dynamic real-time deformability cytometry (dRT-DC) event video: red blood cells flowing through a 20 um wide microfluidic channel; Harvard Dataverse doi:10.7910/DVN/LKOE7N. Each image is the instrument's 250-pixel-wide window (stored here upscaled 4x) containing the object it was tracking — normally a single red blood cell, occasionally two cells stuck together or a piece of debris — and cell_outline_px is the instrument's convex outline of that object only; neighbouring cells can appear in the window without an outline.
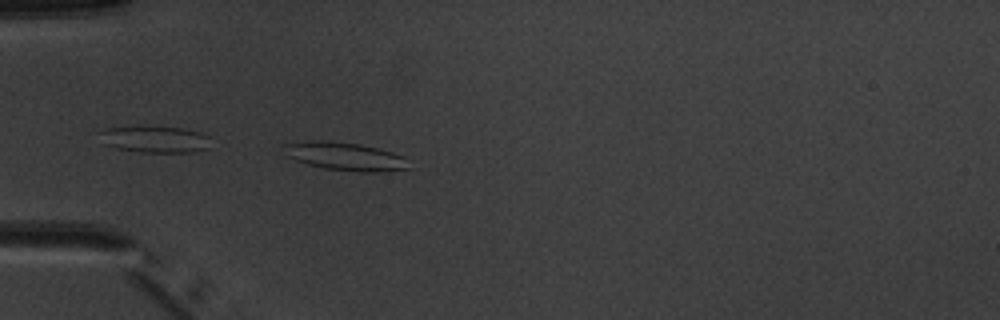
{"species": "common noctule bat (a hibernating species)", "species_latin": "Nyctalus noctula", "temperature_condition": "warm", "stored_images_in_passage": 4, "camera_frame_rate_fps": 3000, "um_per_image_px": 0.085, "animal": {"sex": "male", "body_mass_g": 20.1, "forearm_length_mm": 53.5}, "frame": {"image": 1, "passage_image": 4, "time_ms": 3.333, "image_size_px": [1000, 320], "cell_outline_px": [[412, 168], [380, 172], [360, 172], [324, 168], [308, 164], [284, 156], [284, 144], [312, 140], [320, 140], [360, 144], [392, 152], [404, 156]], "centroid_in_image_um": [29.35, 13.3], "position_along_channel_um": 55.7, "area_um2": 20.52}}